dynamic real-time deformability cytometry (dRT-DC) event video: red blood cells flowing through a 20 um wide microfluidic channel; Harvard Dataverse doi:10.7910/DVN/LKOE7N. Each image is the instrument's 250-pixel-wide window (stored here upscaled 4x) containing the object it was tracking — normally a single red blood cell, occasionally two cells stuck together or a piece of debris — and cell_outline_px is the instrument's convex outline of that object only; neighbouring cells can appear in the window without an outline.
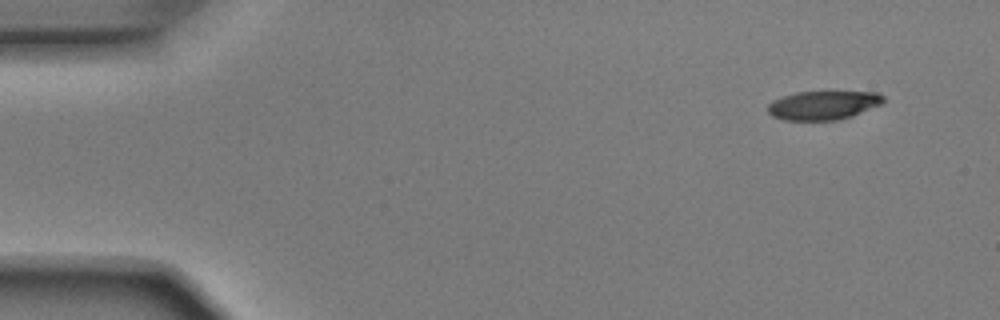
{"species": "Egyptian fruit bat (a non-hibernating species)", "species_latin": "Rousettus aegyptiacus", "temperature_condition": "room temperature", "stored_images_in_passage": 4, "camera_frame_rate_fps": 3000, "um_per_image_px": 0.085, "animal": {"sex": "male"}, "frame": {"image": 1, "passage_image": 1, "time_ms": 0.0, "image_size_px": [1000, 320], "cell_outline_px": [[884, 104], [852, 116], [836, 120], [784, 120], [772, 116], [768, 112], [768, 104], [772, 100], [796, 92], [880, 92], [884, 96]], "centroid_in_image_um": [70.01, 8.94], "position_along_channel_um": 15.0, "area_um2": 19.54}}
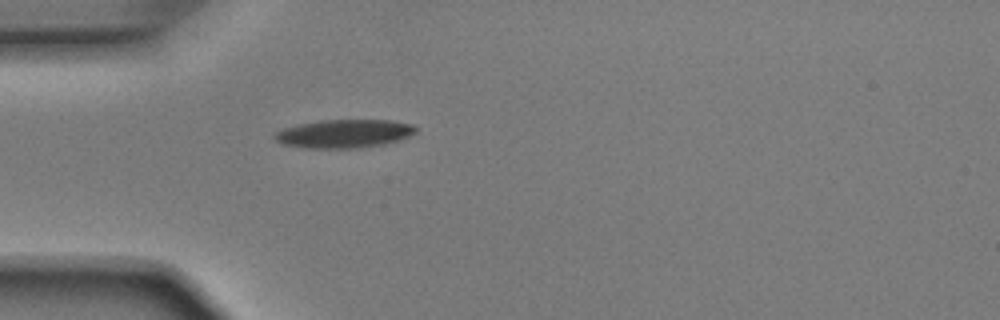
{"frame": {"image": 2, "passage_image": 4, "time_ms": 1.0, "image_size_px": [1000, 320], "cell_outline_px": [[416, 132], [400, 140], [384, 144], [360, 148], [304, 148], [280, 144], [272, 136], [276, 132], [284, 128], [300, 124], [324, 120], [388, 120], [412, 124], [416, 128]], "centroid_in_image_um": [29.23, 11.37], "position_along_channel_um": 55.8, "area_um2": 23.35}}